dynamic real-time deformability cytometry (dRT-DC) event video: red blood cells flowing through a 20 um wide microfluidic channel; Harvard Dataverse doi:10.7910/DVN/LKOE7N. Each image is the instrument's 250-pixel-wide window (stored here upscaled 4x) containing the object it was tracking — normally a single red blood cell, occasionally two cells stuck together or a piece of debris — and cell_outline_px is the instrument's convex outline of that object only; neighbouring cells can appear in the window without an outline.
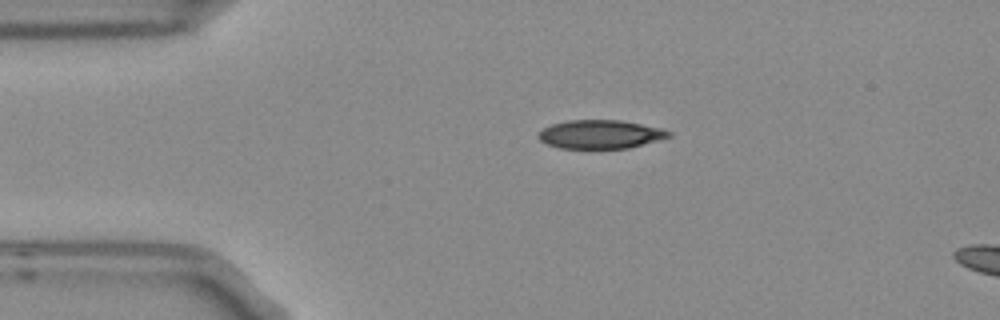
{"species": "Egyptian fruit bat (a non-hibernating species)", "species_latin": "Rousettus aegyptiacus", "temperature_condition": "room temperature", "stored_images_in_passage": 2, "camera_frame_rate_fps": 3000, "um_per_image_px": 0.085, "frame": {"image": 1, "passage_image": 1, "time_ms": 0.0, "image_size_px": [1000, 320], "cell_outline_px": [[672, 136], [628, 148], [560, 148], [548, 144], [540, 140], [536, 136], [544, 128], [552, 124], [568, 120], [620, 120], [660, 128], [672, 132]], "centroid_in_image_um": [51.02, 11.41], "position_along_channel_um": 34.0, "area_um2": 21.5}}
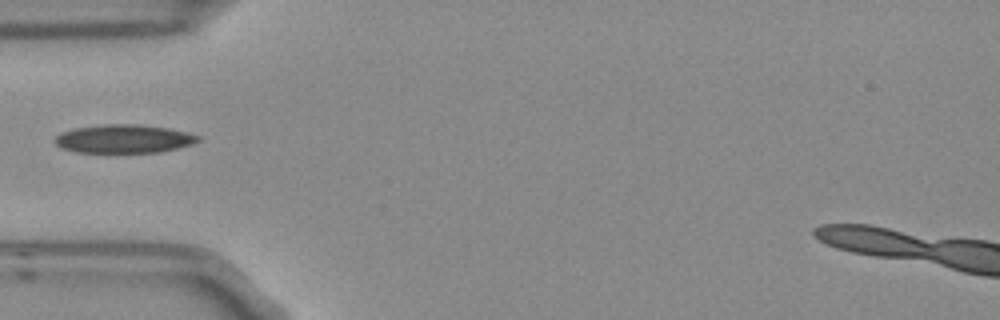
{"frame": {"image": 2, "passage_image": 2, "time_ms": 0.333, "image_size_px": [1000, 320], "cell_outline_px": [[200, 140], [192, 144], [160, 152], [76, 152], [60, 148], [52, 140], [60, 132], [76, 128], [104, 124], [140, 124], [168, 128], [200, 136]], "centroid_in_image_um": [10.48, 11.79], "position_along_channel_um": 74.5, "area_um2": 23.7}}